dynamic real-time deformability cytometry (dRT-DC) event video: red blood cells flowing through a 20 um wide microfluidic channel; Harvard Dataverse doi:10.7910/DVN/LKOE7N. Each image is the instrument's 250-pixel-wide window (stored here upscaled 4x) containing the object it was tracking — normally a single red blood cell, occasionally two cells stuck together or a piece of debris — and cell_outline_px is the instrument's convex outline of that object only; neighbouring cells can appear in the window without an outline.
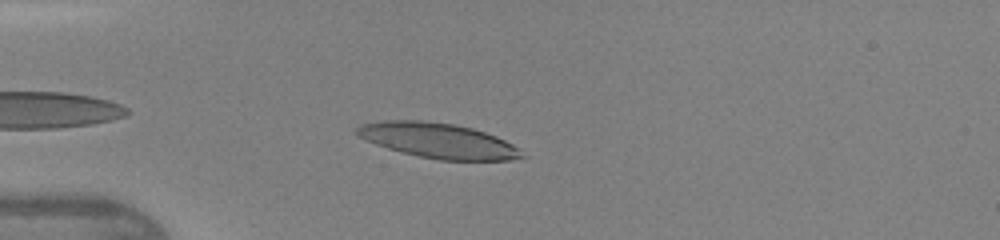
{"species": "human", "species_latin": "Homo sapiens", "temperature_condition": "warm", "stored_images_in_passage": 37, "camera_frame_rate_fps": 3000, "um_per_image_px": 0.085, "donor": {"sex": "female"}, "frame": {"image": 1, "passage_image": 3, "time_ms": 0.667, "image_size_px": [1000, 240], "cell_outline_px": [[528, 156], [508, 160], [440, 160], [420, 156], [388, 148], [376, 144], [356, 136], [352, 132], [360, 124], [384, 120], [420, 120], [452, 124], [472, 128], [496, 136], [520, 148]], "centroid_in_image_um": [37.23, 11.94], "position_along_channel_um": 47.8, "area_um2": 33.7}}
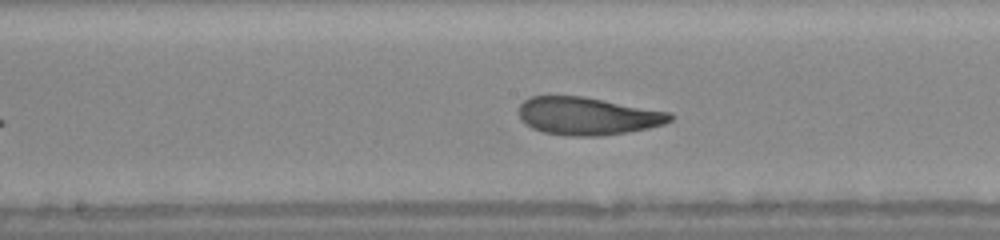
{"frame": {"image": 2, "passage_image": 15, "time_ms": 4.667, "image_size_px": [1000, 240], "cell_outline_px": [[676, 116], [672, 120], [664, 124], [648, 128], [628, 132], [600, 136], [564, 136], [544, 132], [532, 128], [520, 120], [520, 104], [524, 100], [532, 96], [584, 96], [672, 112]], "centroid_in_image_um": [49.99, 9.86], "position_along_channel_um": 198.2, "area_um2": 33.58}}
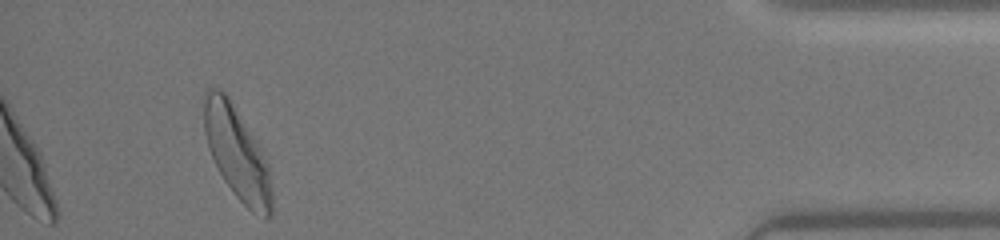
{"frame": {"image": 3, "passage_image": 34, "time_ms": 11.0, "image_size_px": [1000, 240], "cell_outline_px": [[272, 212], [264, 220], [252, 212], [232, 192], [224, 180], [208, 148], [204, 128], [204, 92], [208, 88], [216, 88], [224, 92], [228, 96], [260, 144], [268, 164], [272, 192]], "centroid_in_image_um": [20.17, 13.02], "position_along_channel_um": 415.0, "area_um2": 36.7}, "authors_computed_cell_mechanics": {"area_um2": 33.6974, "velocity_mm_per_s": 4.3033, "shape_relaxation_time_tau1_ms": 3.9262, "shape_relaxation_time_tau2_ms": 1.4025, "deformation_change_tau1": 0.1874, "deformation_change_tau2": 0.0907}}